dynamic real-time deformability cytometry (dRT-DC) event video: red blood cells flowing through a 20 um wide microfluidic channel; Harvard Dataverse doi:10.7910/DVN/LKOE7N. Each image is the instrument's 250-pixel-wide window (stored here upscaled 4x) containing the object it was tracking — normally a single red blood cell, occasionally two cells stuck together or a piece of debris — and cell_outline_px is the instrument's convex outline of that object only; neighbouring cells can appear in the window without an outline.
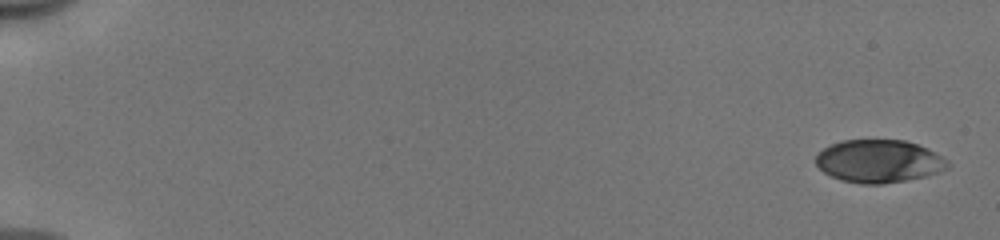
{"species": "human", "species_latin": "Homo sapiens", "temperature_condition": "cold", "stored_images_in_passage": 53, "camera_frame_rate_fps": 3000, "um_per_image_px": 0.085, "donor": {"sex": "male"}, "frame": {"image": 1, "passage_image": 1, "time_ms": 0.0, "image_size_px": [1000, 240], "cell_outline_px": [[948, 168], [924, 176], [884, 184], [860, 184], [840, 180], [824, 172], [816, 164], [816, 156], [824, 148], [832, 144], [844, 140], [904, 140], [928, 148], [948, 160]], "centroid_in_image_um": [74.7, 13.7], "position_along_channel_um": 10.3, "area_um2": 32.66}}
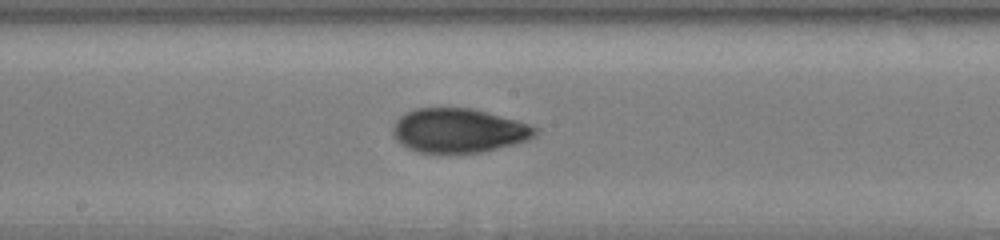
{"frame": {"image": 2, "passage_image": 30, "time_ms": 9.667, "image_size_px": [1000, 240], "cell_outline_px": [[540, 128], [536, 136], [528, 140], [480, 152], [420, 152], [408, 148], [400, 144], [396, 140], [392, 132], [392, 128], [396, 120], [404, 112], [416, 108], [472, 108], [488, 112], [516, 120]], "centroid_in_image_um": [38.98, 11.08], "position_along_channel_um": 209.2, "area_um2": 36.59}}
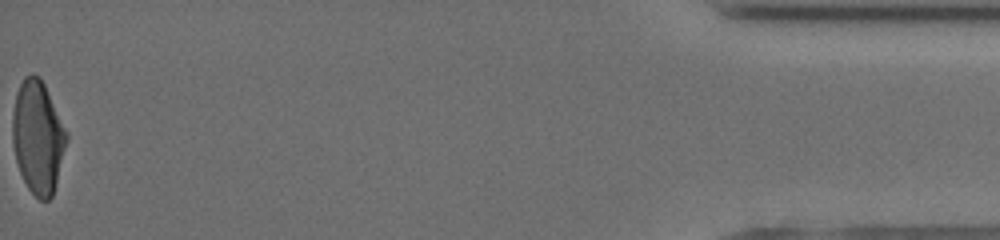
{"frame": {"image": 3, "passage_image": 53, "time_ms": 17.333, "image_size_px": [1000, 240], "cell_outline_px": [[68, 140], [52, 196], [48, 200], [40, 200], [28, 188], [20, 172], [16, 160], [12, 144], [12, 112], [16, 92], [24, 76], [32, 72], [40, 76], [68, 132]], "centroid_in_image_um": [3.21, 11.61], "position_along_channel_um": 432.0, "area_um2": 35.72}, "authors_computed_cell_mechanics": {"area_um2": 35.0268, "velocity_mm_per_s": 3.9808, "shape_relaxation_time_tau1_ms": 3.9289, "shape_relaxation_time_tau2_ms": 1.6457, "deformation_change_tau1": 0.176, "deformation_change_tau2": 0.0687}}